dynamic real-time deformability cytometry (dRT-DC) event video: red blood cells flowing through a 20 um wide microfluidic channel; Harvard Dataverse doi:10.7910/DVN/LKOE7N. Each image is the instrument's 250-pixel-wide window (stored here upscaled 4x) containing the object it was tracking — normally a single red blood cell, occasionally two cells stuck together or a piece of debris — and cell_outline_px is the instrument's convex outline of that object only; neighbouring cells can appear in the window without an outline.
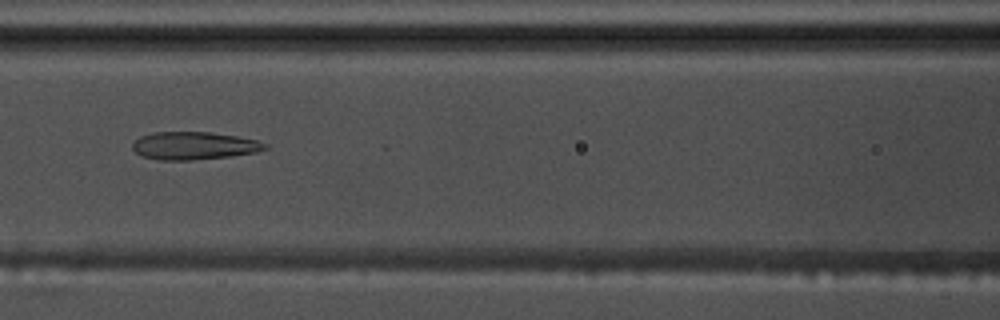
{"species": "common noctule bat (a hibernating species)", "species_latin": "Nyctalus noctula", "temperature_condition": "warm", "stored_images_in_passage": 35, "camera_frame_rate_fps": 3000, "um_per_image_px": 0.085, "animal": {"sex": "male", "body_mass_g": 17.5, "forearm_length_mm": 52.3}, "frame": {"image": 1, "passage_image": 11, "time_ms": 3.333, "image_size_px": [1000, 320], "cell_outline_px": [[268, 148], [256, 152], [228, 156], [192, 160], [160, 160], [140, 156], [132, 148], [132, 144], [140, 136], [152, 132], [212, 132], [236, 136], [256, 140], [268, 144]], "centroid_in_image_um": [16.46, 12.38], "position_along_channel_um": 150.1, "area_um2": 21.44}}
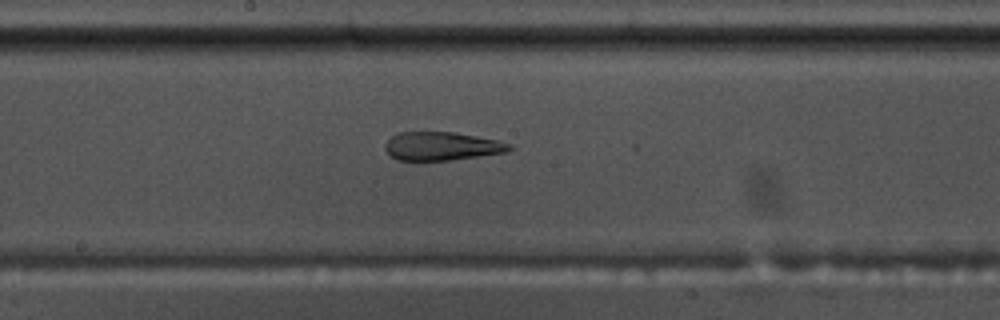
{"frame": {"image": 2, "passage_image": 16, "time_ms": 5.0, "image_size_px": [1000, 320], "cell_outline_px": [[512, 148], [508, 152], [452, 160], [420, 164], [396, 160], [384, 148], [384, 144], [396, 132], [456, 132], [500, 140], [512, 144]], "centroid_in_image_um": [37.53, 12.46], "position_along_channel_um": 210.7, "area_um2": 21.62}}
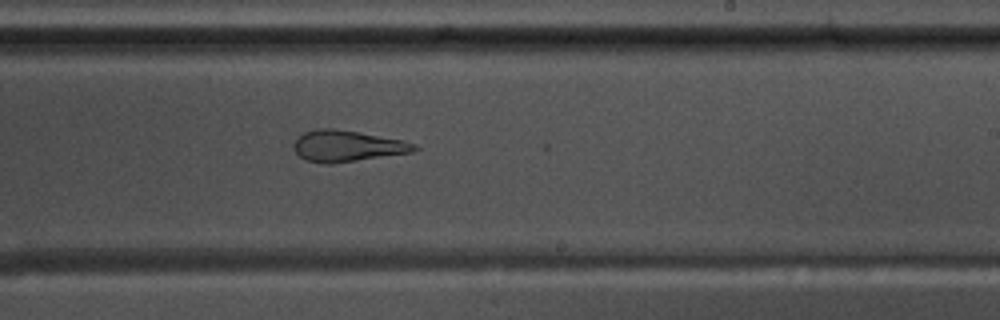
{"frame": {"image": 3, "passage_image": 20, "time_ms": 6.333, "image_size_px": [1000, 320], "cell_outline_px": [[420, 148], [412, 152], [332, 164], [324, 164], [304, 160], [296, 152], [292, 144], [304, 132], [316, 128], [332, 128], [356, 132], [400, 140], [416, 144]], "centroid_in_image_um": [29.47, 12.42], "position_along_channel_um": 259.5, "area_um2": 21.73}, "authors_computed_cell_mechanics": {"area_um2": 22.4264, "velocity_mm_per_s": 3.6653, "shape_relaxation_time_tau1_ms": null, "shape_relaxation_time_tau2_ms": 2.3885, "deformation_change_tau1": null, "deformation_change_tau2": 0.1279}}